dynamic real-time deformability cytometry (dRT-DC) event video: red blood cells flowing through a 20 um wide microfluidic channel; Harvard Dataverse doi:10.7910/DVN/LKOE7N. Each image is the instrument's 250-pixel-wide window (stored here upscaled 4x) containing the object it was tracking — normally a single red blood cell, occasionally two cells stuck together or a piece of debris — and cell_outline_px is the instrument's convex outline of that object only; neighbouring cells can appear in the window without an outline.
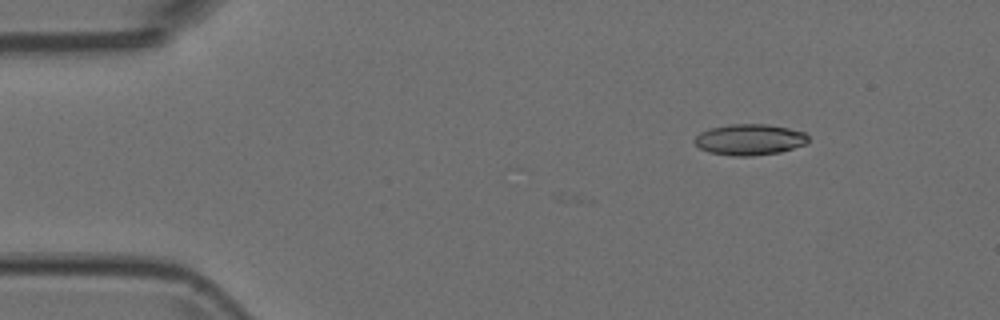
{"species": "Egyptian fruit bat (a non-hibernating species)", "species_latin": "Rousettus aegyptiacus", "temperature_condition": "room temperature", "stored_images_in_passage": 9, "camera_frame_rate_fps": 3000, "um_per_image_px": 0.085, "animal": {"sex": "female"}, "frame": {"image": 1, "passage_image": 2, "time_ms": 0.333, "image_size_px": [1000, 320], "cell_outline_px": [[808, 140], [804, 144], [780, 152], [752, 156], [732, 156], [708, 152], [700, 148], [696, 144], [696, 136], [700, 132], [708, 128], [732, 124], [768, 124], [788, 128], [804, 132], [808, 136]], "centroid_in_image_um": [63.7, 11.86], "position_along_channel_um": 21.3, "area_um2": 20.46}}
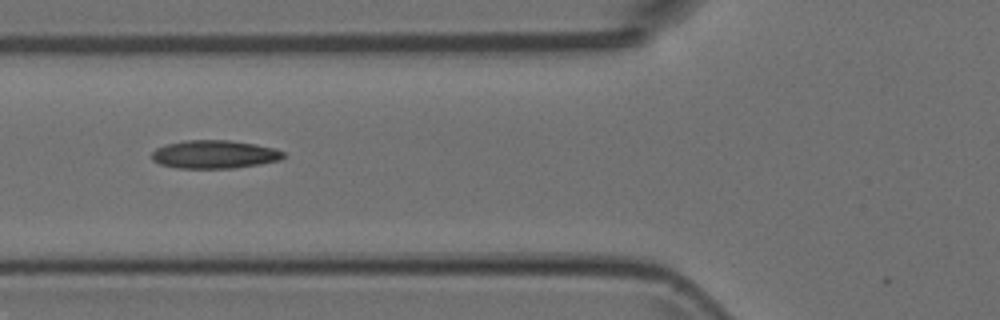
{"frame": {"image": 2, "passage_image": 6, "time_ms": 1.667, "image_size_px": [1000, 320], "cell_outline_px": [[284, 156], [280, 160], [260, 164], [232, 168], [176, 168], [160, 164], [152, 160], [152, 152], [156, 148], [164, 144], [184, 140], [228, 140], [256, 144], [276, 148], [284, 152]], "centroid_in_image_um": [18.21, 13.11], "position_along_channel_um": 107.6, "area_um2": 21.79}}
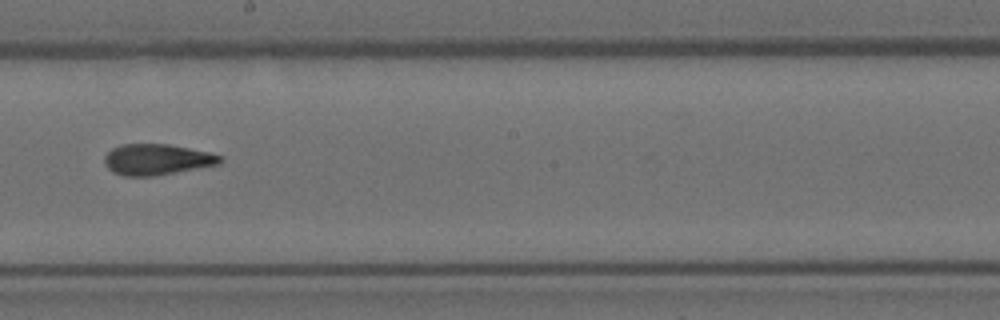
{"frame": {"image": 3, "passage_image": 9, "time_ms": 2.667, "image_size_px": [1000, 320], "cell_outline_px": [[224, 160], [220, 164], [156, 176], [124, 176], [112, 172], [104, 164], [104, 156], [112, 148], [124, 144], [168, 144], [208, 152], [224, 156]], "centroid_in_image_um": [13.35, 13.56], "position_along_channel_um": 234.9, "area_um2": 20.98}}